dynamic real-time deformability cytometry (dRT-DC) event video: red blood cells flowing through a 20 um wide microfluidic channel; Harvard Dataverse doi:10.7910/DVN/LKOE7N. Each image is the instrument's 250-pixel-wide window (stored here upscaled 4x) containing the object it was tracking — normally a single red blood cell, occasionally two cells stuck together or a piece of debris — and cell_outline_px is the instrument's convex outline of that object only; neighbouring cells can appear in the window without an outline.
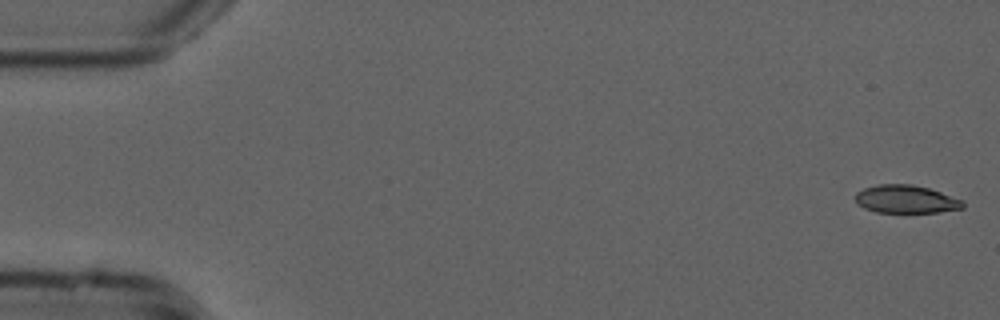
{"species": "common noctule bat (a hibernating species)", "species_latin": "Nyctalus noctula", "temperature_condition": "cold", "stored_images_in_passage": 54, "camera_frame_rate_fps": 3000, "um_per_image_px": 0.085, "animal": {"sex": "male", "forearm_length_mm": 52.5}, "frame": {"image": 1, "passage_image": 1, "time_ms": 0.0, "image_size_px": [1000, 320], "cell_outline_px": [[964, 208], [940, 212], [876, 212], [864, 208], [856, 204], [856, 192], [864, 188], [876, 184], [912, 184], [928, 188], [964, 200]], "centroid_in_image_um": [77.0, 16.93], "position_along_channel_um": 8.0, "area_um2": 17.63}}
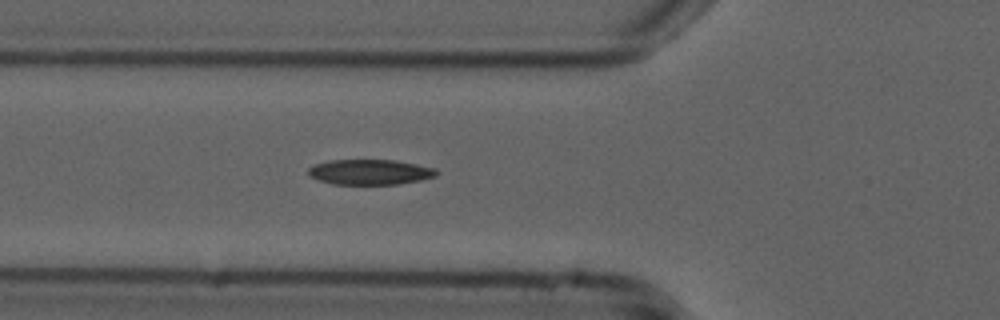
{"frame": {"image": 2, "passage_image": 19, "time_ms": 6.0, "image_size_px": [1000, 320], "cell_outline_px": [[440, 172], [436, 176], [420, 180], [396, 184], [332, 184], [308, 176], [308, 168], [316, 164], [328, 160], [396, 160], [436, 168]], "centroid_in_image_um": [31.46, 14.62], "position_along_channel_um": 94.3, "area_um2": 18.9}}
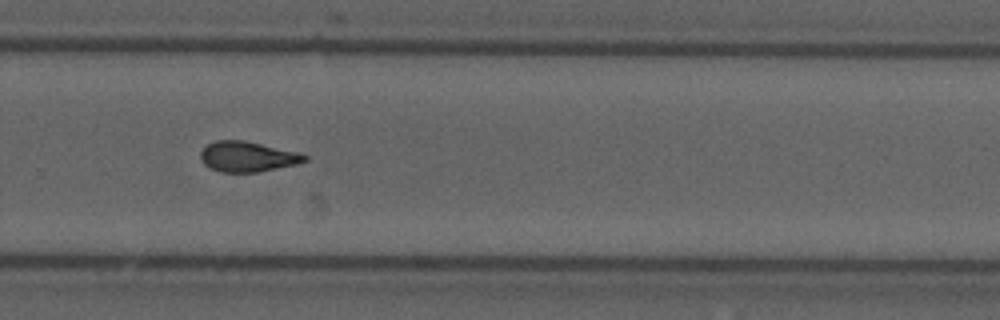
{"frame": {"image": 3, "passage_image": 36, "time_ms": 11.667, "image_size_px": [1000, 320], "cell_outline_px": [[308, 160], [296, 164], [256, 172], [220, 172], [208, 168], [200, 160], [200, 152], [208, 144], [216, 140], [244, 140], [300, 152], [308, 156]], "centroid_in_image_um": [21.03, 13.31], "position_along_channel_um": 308.8, "area_um2": 18.5}, "authors_computed_cell_mechanics": {"area_um2": 18.5249, "velocity_mm_per_s": 3.7902, "shape_relaxation_time_tau1_ms": 10.7158, "shape_relaxation_time_tau2_ms": 2.8112, "deformation_change_tau1": 0.2395, "deformation_change_tau2": 0.1007}}